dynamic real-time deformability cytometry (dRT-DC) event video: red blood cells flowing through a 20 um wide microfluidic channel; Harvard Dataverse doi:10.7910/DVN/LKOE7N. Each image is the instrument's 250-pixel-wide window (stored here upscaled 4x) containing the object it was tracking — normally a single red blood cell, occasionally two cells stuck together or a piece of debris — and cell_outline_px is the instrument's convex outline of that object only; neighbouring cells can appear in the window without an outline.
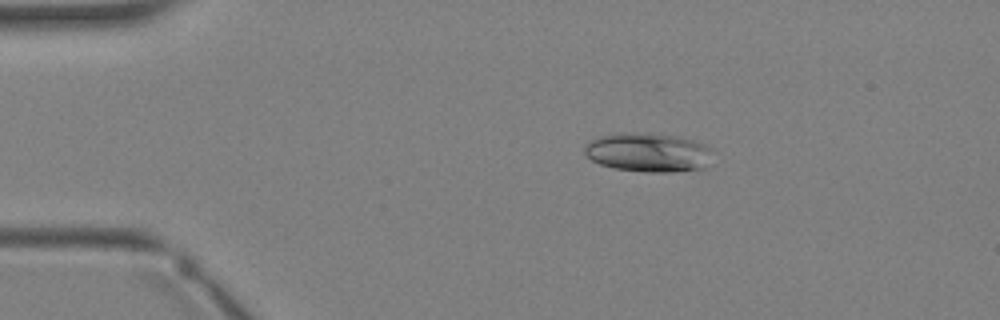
{"species": "Egyptian fruit bat (a non-hibernating species)", "species_latin": "Rousettus aegyptiacus", "temperature_condition": "warm", "stored_images_in_passage": 2, "camera_frame_rate_fps": 3000, "um_per_image_px": 0.085, "animal": {"sex": "female"}, "frame": {"image": 1, "passage_image": 2, "time_ms": 2.0, "image_size_px": [1000, 320], "cell_outline_px": [[708, 148], [704, 168], [668, 172], [648, 172], [616, 168], [600, 164], [592, 160], [584, 152], [584, 148], [592, 140], [600, 136], [620, 132], [644, 132], [676, 136], [692, 140], [704, 144]], "centroid_in_image_um": [55.01, 12.93], "position_along_channel_um": 30.0, "area_um2": 28.5}}